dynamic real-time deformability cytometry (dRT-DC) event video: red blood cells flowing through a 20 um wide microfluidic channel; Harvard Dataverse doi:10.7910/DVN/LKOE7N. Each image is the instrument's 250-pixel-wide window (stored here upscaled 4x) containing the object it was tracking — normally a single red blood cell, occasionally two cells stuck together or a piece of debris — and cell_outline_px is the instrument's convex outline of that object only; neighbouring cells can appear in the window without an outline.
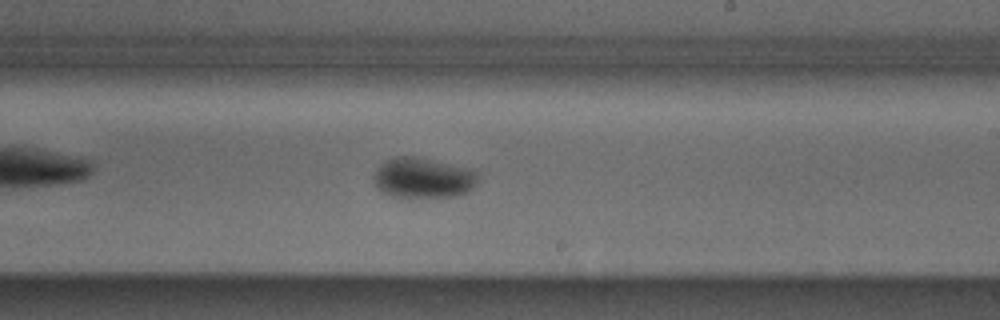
{"species": "Egyptian fruit bat (a non-hibernating species)", "species_latin": "Rousettus aegyptiacus", "temperature_condition": "cold", "stored_images_in_passage": 54, "camera_frame_rate_fps": 3000, "um_per_image_px": 0.085, "animal": {"sex": "male"}, "frame": {"image": 1, "passage_image": 31, "time_ms": 10.0, "image_size_px": [1000, 320], "cell_outline_px": [[480, 172], [476, 184], [468, 192], [456, 196], [392, 196], [376, 188], [376, 172], [380, 164], [396, 156], [416, 156], [468, 168]], "centroid_in_image_um": [36.02, 15.1], "position_along_channel_um": 253.0, "area_um2": 24.16}}